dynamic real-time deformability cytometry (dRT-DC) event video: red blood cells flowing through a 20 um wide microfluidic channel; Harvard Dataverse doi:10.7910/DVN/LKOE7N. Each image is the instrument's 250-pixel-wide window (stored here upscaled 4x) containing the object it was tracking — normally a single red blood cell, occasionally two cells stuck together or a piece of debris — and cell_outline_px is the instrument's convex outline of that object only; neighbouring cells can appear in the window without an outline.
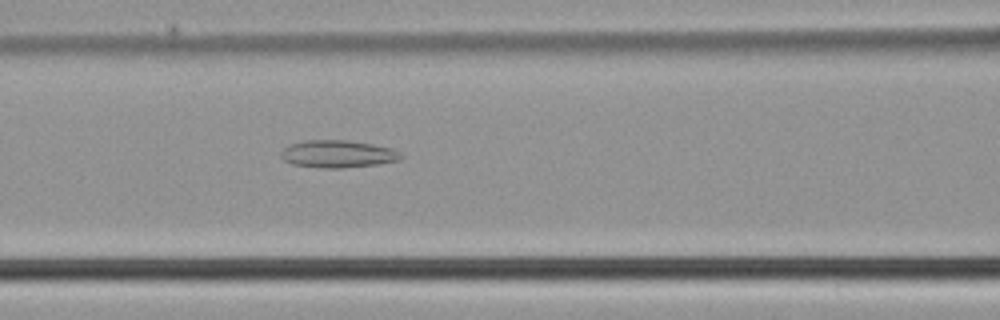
{"species": "common noctule bat (a hibernating species)", "species_latin": "Nyctalus noctula", "temperature_condition": "cold", "stored_images_in_passage": 49, "camera_frame_rate_fps": 3000, "um_per_image_px": 0.085, "animal": {"sex": "male", "body_mass_g": 21.5, "forearm_length_mm": 52.0}, "frame": {"image": 1, "passage_image": 21, "time_ms": 6.667, "image_size_px": [1000, 320], "cell_outline_px": [[404, 156], [400, 160], [376, 164], [344, 168], [320, 168], [292, 164], [284, 160], [280, 156], [280, 152], [284, 148], [292, 144], [304, 140], [348, 140], [372, 144], [392, 148], [400, 152]], "centroid_in_image_um": [28.72, 13.09], "position_along_channel_um": 137.9, "area_um2": 19.25}}
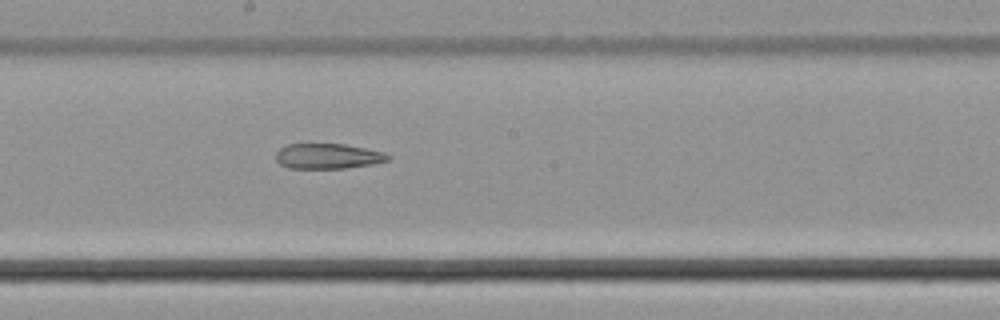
{"frame": {"image": 2, "passage_image": 27, "time_ms": 8.667, "image_size_px": [1000, 320], "cell_outline_px": [[392, 156], [388, 160], [372, 164], [344, 168], [288, 168], [280, 164], [276, 160], [276, 152], [280, 148], [288, 144], [344, 144], [384, 152]], "centroid_in_image_um": [27.86, 13.27], "position_along_channel_um": 220.3, "area_um2": 16.42}}
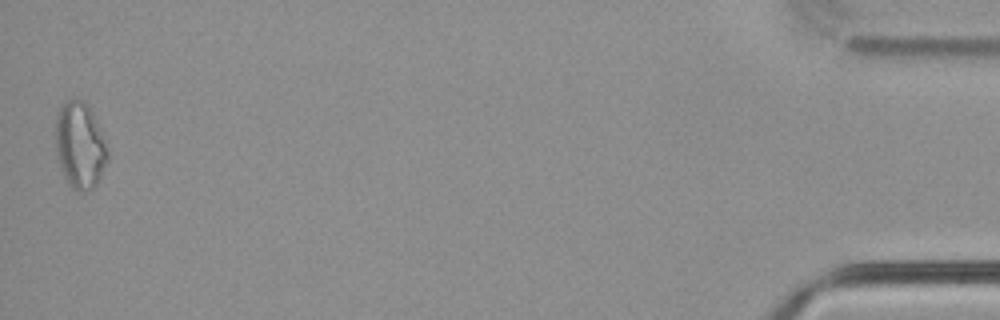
{"frame": {"image": 3, "passage_image": 49, "time_ms": 16.0, "image_size_px": [1000, 320], "cell_outline_px": [[108, 160], [96, 184], [92, 188], [80, 192], [72, 188], [68, 184], [64, 176], [56, 156], [56, 116], [60, 108], [68, 100], [80, 100], [88, 104], [104, 136], [108, 152]], "centroid_in_image_um": [6.8, 12.37], "position_along_channel_um": 428.4, "area_um2": 26.07}}